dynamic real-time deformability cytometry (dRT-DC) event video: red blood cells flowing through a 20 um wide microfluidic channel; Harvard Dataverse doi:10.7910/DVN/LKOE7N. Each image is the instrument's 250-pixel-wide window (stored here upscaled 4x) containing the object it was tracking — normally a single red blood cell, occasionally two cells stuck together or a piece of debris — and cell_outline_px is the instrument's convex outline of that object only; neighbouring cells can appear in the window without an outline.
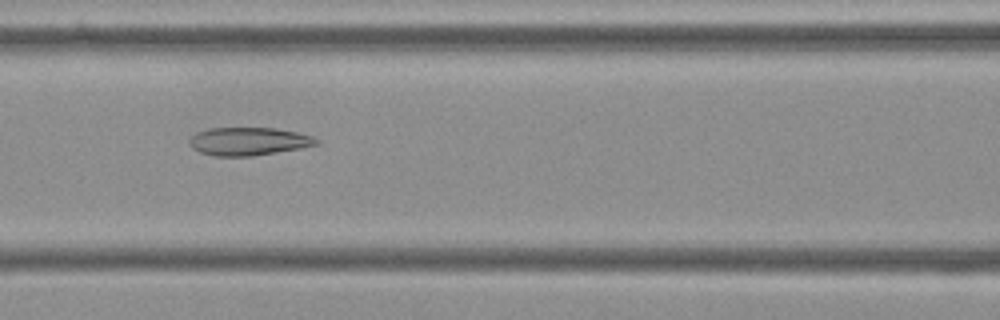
{"species": "Egyptian fruit bat (a non-hibernating species)", "species_latin": "Rousettus aegyptiacus", "temperature_condition": "cold", "stored_images_in_passage": 56, "camera_frame_rate_fps": 3000, "um_per_image_px": 0.085, "frame": {"image": 1, "passage_image": 24, "time_ms": 7.667, "image_size_px": [1000, 320], "cell_outline_px": [[320, 144], [300, 148], [252, 156], [216, 156], [200, 152], [192, 148], [188, 144], [188, 140], [196, 132], [208, 128], [272, 128], [296, 132], [312, 136], [320, 140]], "centroid_in_image_um": [21.11, 12.01], "position_along_channel_um": 145.5, "area_um2": 20.75}}
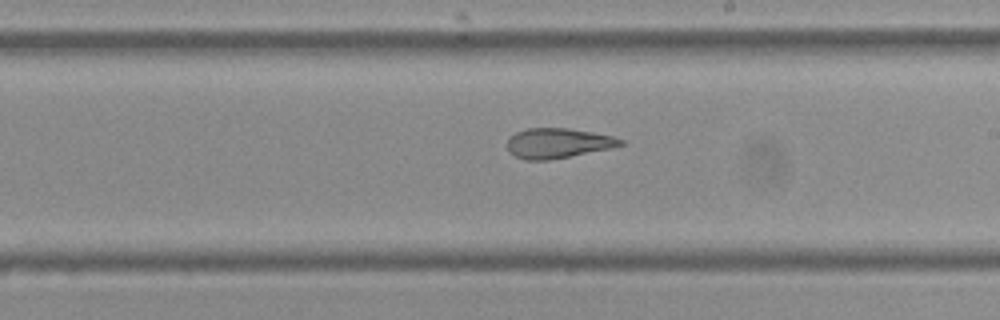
{"frame": {"image": 2, "passage_image": 32, "time_ms": 10.333, "image_size_px": [1000, 320], "cell_outline_px": [[624, 144], [612, 148], [548, 160], [524, 160], [508, 152], [508, 136], [516, 132], [528, 128], [568, 128], [592, 132], [612, 136], [624, 140]], "centroid_in_image_um": [47.4, 12.16], "position_along_channel_um": 241.6, "area_um2": 19.77}}
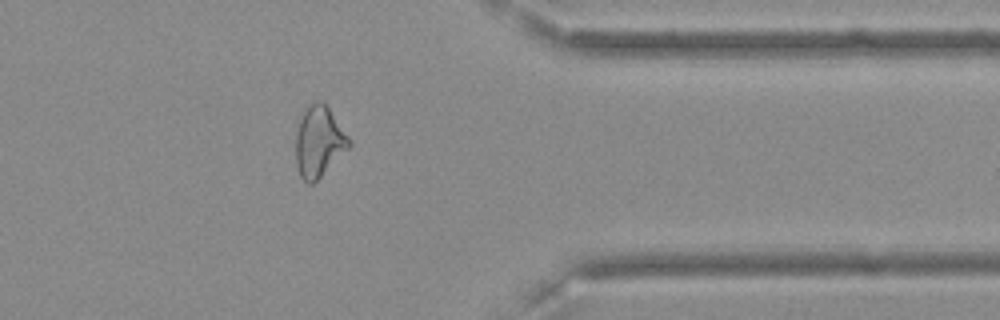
{"frame": {"image": 3, "passage_image": 45, "time_ms": 14.667, "image_size_px": [1000, 320], "cell_outline_px": [[352, 144], [312, 184], [308, 184], [300, 176], [296, 164], [296, 132], [300, 120], [308, 104], [316, 100], [324, 100], [352, 140]], "centroid_in_image_um": [27.12, 11.98], "position_along_channel_um": 384.3, "area_um2": 21.96}, "authors_computed_cell_mechanics": {"area_um2": 23.9292, "velocity_mm_per_s": 3.6074, "shape_relaxation_time_tau1_ms": null, "shape_relaxation_time_tau2_ms": 2.4298, "deformation_change_tau1": null, "deformation_change_tau2": 0.1164}}